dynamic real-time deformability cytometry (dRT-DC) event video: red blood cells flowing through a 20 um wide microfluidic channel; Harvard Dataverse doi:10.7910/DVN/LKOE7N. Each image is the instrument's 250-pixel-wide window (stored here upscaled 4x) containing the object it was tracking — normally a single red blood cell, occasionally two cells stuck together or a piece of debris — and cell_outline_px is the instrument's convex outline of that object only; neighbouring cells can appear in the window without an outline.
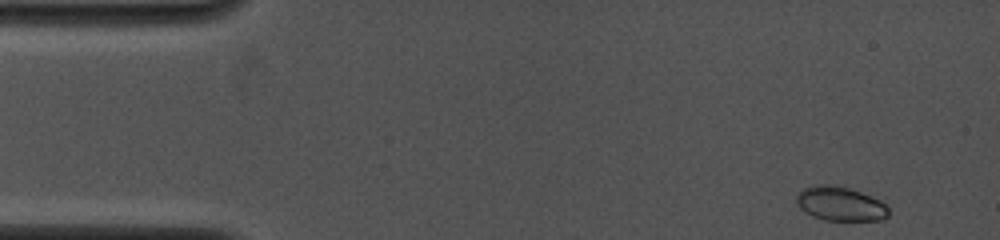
{"species": "common noctule bat (a hibernating species)", "species_latin": "Nyctalus noctula", "temperature_condition": "cold", "stored_images_in_passage": 34, "camera_frame_rate_fps": 4000, "um_per_image_px": 0.085, "animal": {"sex": "female", "body_mass_g": 19.0, "forearm_length_mm": 53.3}, "frame": {"image": 1, "passage_image": 1, "time_ms": 0.0, "image_size_px": [1000, 240], "cell_outline_px": [[888, 216], [880, 220], [824, 220], [812, 216], [800, 208], [796, 200], [796, 196], [804, 188], [816, 184], [836, 184], [884, 196], [888, 208]], "centroid_in_image_um": [71.54, 17.28], "position_along_channel_um": 13.5, "area_um2": 19.25}}
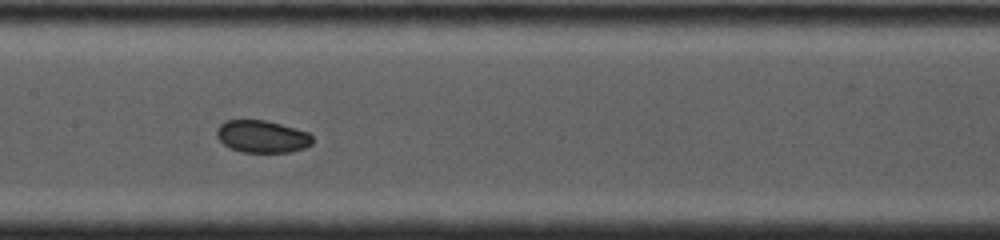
{"frame": {"image": 2, "passage_image": 17, "time_ms": 6.75, "image_size_px": [1000, 240], "cell_outline_px": [[312, 144], [304, 148], [288, 152], [244, 152], [232, 148], [224, 144], [216, 136], [216, 128], [220, 124], [228, 120], [264, 120], [280, 124], [308, 132], [312, 136]], "centroid_in_image_um": [22.27, 11.6], "position_along_channel_um": 185.1, "area_um2": 17.86}}
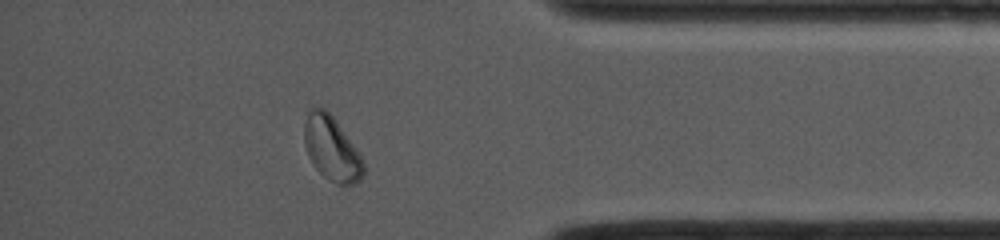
{"frame": {"image": 3, "passage_image": 30, "time_ms": 12.5, "image_size_px": [1000, 240], "cell_outline_px": [[364, 172], [360, 180], [352, 184], [336, 184], [328, 180], [312, 164], [308, 156], [304, 140], [304, 124], [308, 112], [312, 108], [324, 108], [336, 120], [360, 156], [364, 164]], "centroid_in_image_um": [28.16, 12.64], "position_along_channel_um": 407.0, "area_um2": 21.79}, "authors_computed_cell_mechanics": {"area_um2": 18.4671, "velocity_mm_per_s": 4.0514, "shape_relaxation_time_tau1_ms": 3.0897, "shape_relaxation_time_tau2_ms": null, "deformation_change_tau1": 0.084, "deformation_change_tau2": null}}